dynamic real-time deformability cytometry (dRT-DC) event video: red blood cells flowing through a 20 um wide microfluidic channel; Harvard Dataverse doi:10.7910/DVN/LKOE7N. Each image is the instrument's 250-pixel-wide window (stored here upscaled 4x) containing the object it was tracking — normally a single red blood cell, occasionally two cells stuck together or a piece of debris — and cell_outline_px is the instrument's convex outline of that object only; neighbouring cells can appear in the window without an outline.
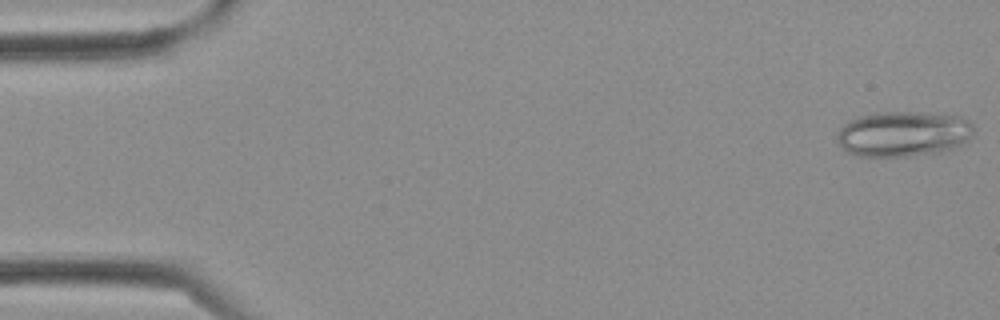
{"species": "Egyptian fruit bat (a non-hibernating species)", "species_latin": "Rousettus aegyptiacus", "temperature_condition": "cold", "stored_images_in_passage": 5, "camera_frame_rate_fps": 3000, "um_per_image_px": 0.085, "frame": {"image": 1, "passage_image": 1, "time_ms": 0.0, "image_size_px": [1000, 320], "cell_outline_px": [[976, 128], [972, 136], [964, 144], [940, 152], [908, 156], [856, 156], [844, 152], [836, 140], [836, 136], [840, 128], [848, 120], [860, 116], [876, 112], [912, 112], [960, 116], [968, 120]], "centroid_in_image_um": [76.76, 11.38], "position_along_channel_um": 8.2, "area_um2": 36.53}}